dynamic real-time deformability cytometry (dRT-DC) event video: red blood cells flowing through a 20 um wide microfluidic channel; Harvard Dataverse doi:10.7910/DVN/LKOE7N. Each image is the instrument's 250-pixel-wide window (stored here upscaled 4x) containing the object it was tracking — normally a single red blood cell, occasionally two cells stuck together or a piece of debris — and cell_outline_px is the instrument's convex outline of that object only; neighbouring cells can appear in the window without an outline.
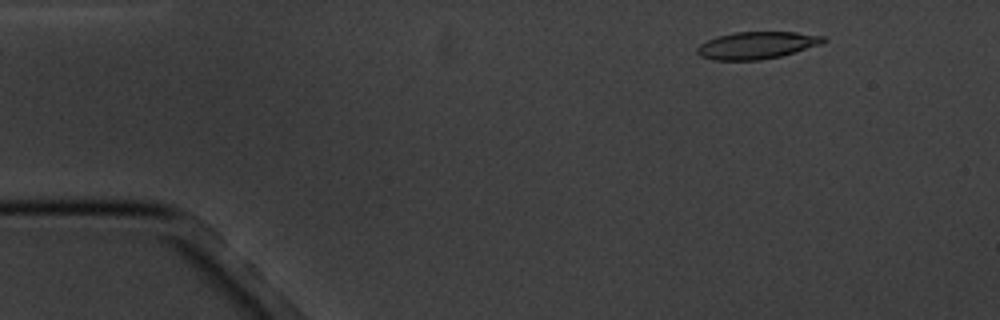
{"species": "common noctule bat (a hibernating species)", "species_latin": "Nyctalus noctula", "temperature_condition": "cold", "stored_images_in_passage": 5, "camera_frame_rate_fps": 3000, "um_per_image_px": 0.085, "animal": {"sex": "male", "body_mass_g": 20.1, "forearm_length_mm": 53.5}, "frame": {"image": 1, "passage_image": 2, "time_ms": 1.0, "image_size_px": [1000, 320], "cell_outline_px": [[828, 40], [820, 44], [780, 56], [760, 60], [712, 60], [700, 56], [696, 52], [696, 48], [700, 44], [708, 40], [720, 36], [736, 32], [796, 32], [824, 36]], "centroid_in_image_um": [64.31, 3.85], "position_along_channel_um": 20.7, "area_um2": 19.83}}
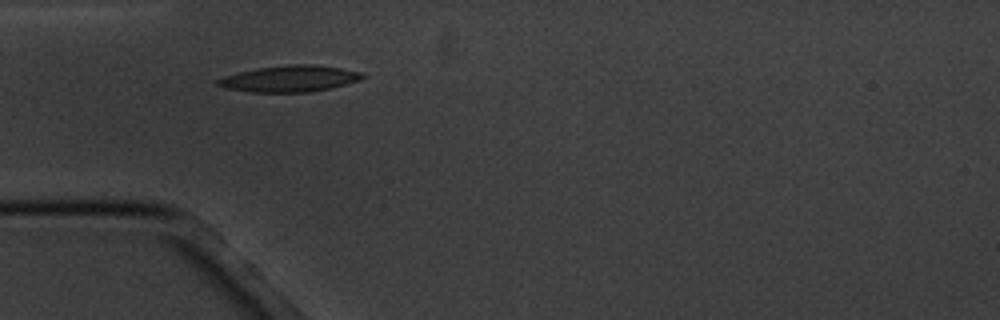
{"frame": {"image": 2, "passage_image": 4, "time_ms": 4.333, "image_size_px": [1000, 320], "cell_outline_px": [[368, 76], [360, 80], [332, 88], [308, 92], [252, 92], [224, 88], [216, 84], [216, 80], [224, 76], [240, 72], [260, 68], [288, 64], [312, 64], [340, 68], [360, 72]], "centroid_in_image_um": [24.65, 6.69], "position_along_channel_um": 60.4, "area_um2": 22.14}}
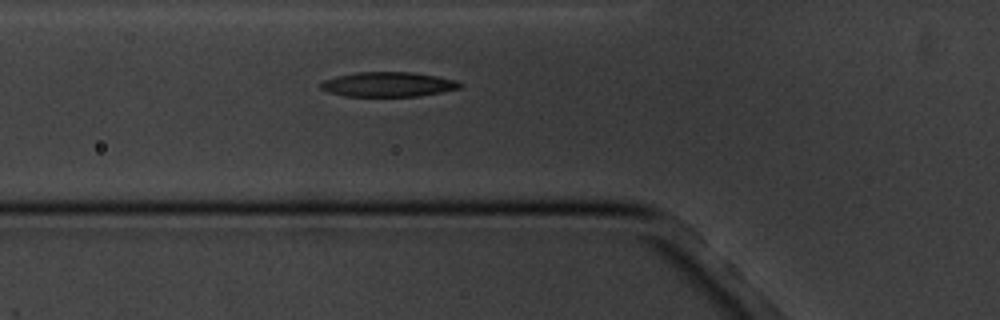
{"frame": {"image": 3, "passage_image": 5, "time_ms": 5.333, "image_size_px": [1000, 320], "cell_outline_px": [[464, 84], [460, 88], [420, 96], [344, 96], [328, 92], [320, 88], [320, 84], [324, 80], [336, 76], [356, 72], [412, 72], [436, 76], [456, 80]], "centroid_in_image_um": [32.99, 7.17], "position_along_channel_um": 92.8, "area_um2": 20.06}}